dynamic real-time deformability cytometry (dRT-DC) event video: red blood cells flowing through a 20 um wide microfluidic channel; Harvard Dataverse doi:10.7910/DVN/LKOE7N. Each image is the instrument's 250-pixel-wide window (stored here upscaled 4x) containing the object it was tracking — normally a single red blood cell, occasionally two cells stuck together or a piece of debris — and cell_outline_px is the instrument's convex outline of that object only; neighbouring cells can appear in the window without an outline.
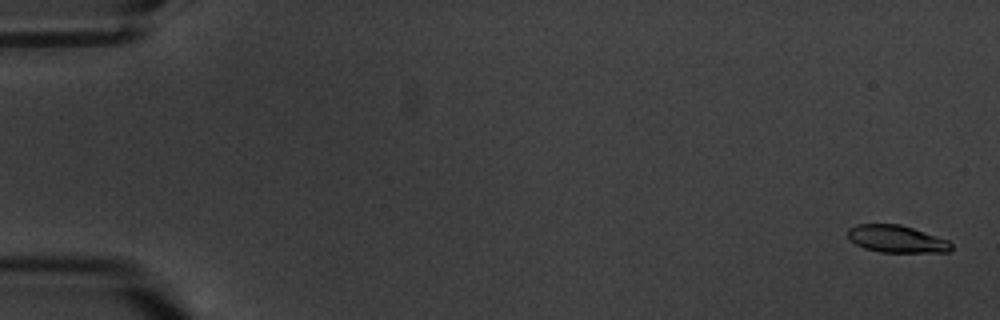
{"species": "common noctule bat (a hibernating species)", "species_latin": "Nyctalus noctula", "temperature_condition": "warm", "stored_images_in_passage": 5, "camera_frame_rate_fps": 3000, "um_per_image_px": 0.085, "animal": {"sex": "male", "body_mass_g": 20.1, "forearm_length_mm": 53.5}, "frame": {"image": 1, "passage_image": 1, "time_ms": 0.0, "image_size_px": [1000, 320], "cell_outline_px": [[952, 248], [948, 252], [880, 252], [864, 248], [856, 244], [848, 236], [848, 228], [856, 224], [900, 224], [948, 240], [952, 244]], "centroid_in_image_um": [76.2, 20.31], "position_along_channel_um": 8.8, "area_um2": 16.3}}